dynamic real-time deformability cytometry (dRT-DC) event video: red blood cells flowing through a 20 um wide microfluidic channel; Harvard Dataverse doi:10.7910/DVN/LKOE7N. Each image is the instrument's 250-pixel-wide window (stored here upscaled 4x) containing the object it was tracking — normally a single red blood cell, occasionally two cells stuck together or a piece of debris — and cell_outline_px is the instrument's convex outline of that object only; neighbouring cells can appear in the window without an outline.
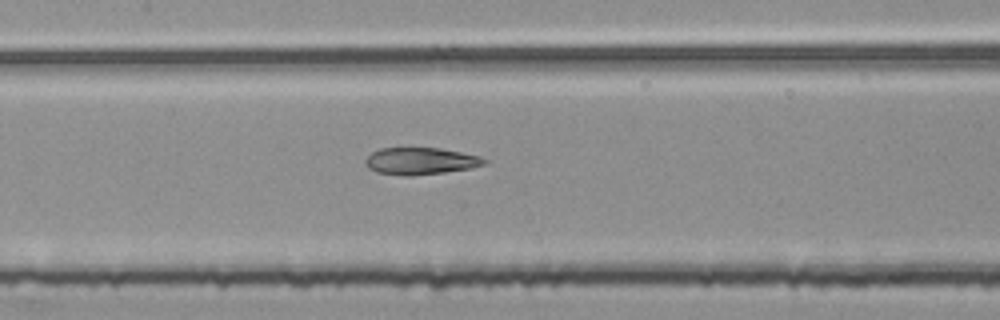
{"species": "common noctule bat (a hibernating species)", "species_latin": "Nyctalus noctula", "temperature_condition": "room temperature", "stored_images_in_passage": 54, "segment_of_instrument_passage": [2, 2], "camera_frame_rate_fps": 3000, "um_per_image_px": 0.085, "animal": {"sex": "female", "body_mass_g": 25.1}, "frame": {"image": 1, "passage_image": 26, "time_ms": 8.333, "image_size_px": [1000, 320], "cell_outline_px": [[488, 160], [484, 164], [472, 168], [444, 172], [412, 176], [404, 176], [376, 172], [368, 168], [364, 164], [364, 160], [372, 152], [380, 148], [440, 148], [480, 156]], "centroid_in_image_um": [35.72, 13.69], "position_along_channel_um": 171.7, "area_um2": 18.79}}
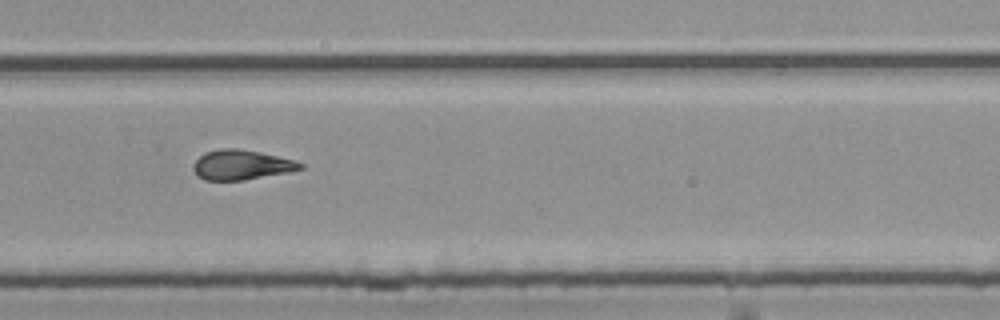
{"frame": {"image": 2, "passage_image": 37, "time_ms": 12.0, "image_size_px": [1000, 320], "cell_outline_px": [[304, 168], [288, 172], [244, 180], [204, 180], [196, 176], [192, 168], [192, 164], [204, 152], [220, 148], [240, 148], [260, 152], [292, 160], [304, 164]], "centroid_in_image_um": [20.46, 14.01], "position_along_channel_um": 309.3, "area_um2": 18.67}}
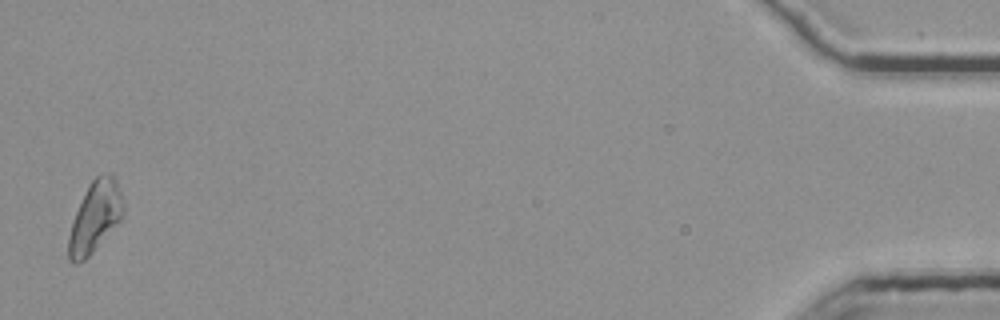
{"frame": {"image": 3, "passage_image": 54, "time_ms": 17.667, "image_size_px": [1000, 320], "cell_outline_px": [[124, 216], [92, 252], [84, 260], [76, 264], [68, 260], [68, 236], [76, 212], [88, 184], [100, 172], [108, 172], [116, 180], [124, 204]], "centroid_in_image_um": [8.08, 18.42], "position_along_channel_um": 427.1, "area_um2": 22.43}}